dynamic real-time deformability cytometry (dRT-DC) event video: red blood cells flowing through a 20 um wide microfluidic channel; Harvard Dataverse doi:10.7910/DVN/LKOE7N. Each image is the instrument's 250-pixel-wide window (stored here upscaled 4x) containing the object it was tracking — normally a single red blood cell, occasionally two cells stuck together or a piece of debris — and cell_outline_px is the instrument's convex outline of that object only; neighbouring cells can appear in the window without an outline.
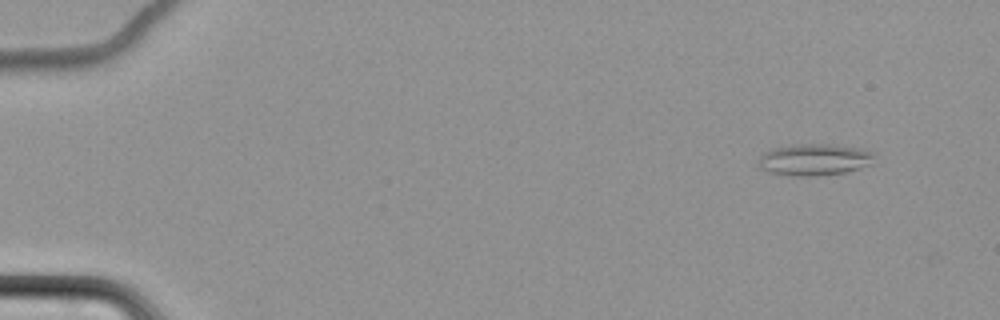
{"species": "common noctule bat (a hibernating species)", "species_latin": "Nyctalus noctula", "temperature_condition": "cold", "stored_images_in_passage": 4, "camera_frame_rate_fps": 3000, "um_per_image_px": 0.085, "animal": {"sex": "female", "body_mass_g": 22.7, "forearm_length_mm": 54.2}, "frame": {"image": 1, "passage_image": 2, "time_ms": 1.667, "image_size_px": [1000, 320], "cell_outline_px": [[876, 156], [872, 164], [860, 168], [844, 172], [816, 176], [796, 176], [768, 172], [760, 168], [756, 160], [764, 152], [772, 148], [792, 144], [828, 144], [860, 148], [872, 152]], "centroid_in_image_um": [69.2, 13.56], "position_along_channel_um": 15.8, "area_um2": 21.62}}